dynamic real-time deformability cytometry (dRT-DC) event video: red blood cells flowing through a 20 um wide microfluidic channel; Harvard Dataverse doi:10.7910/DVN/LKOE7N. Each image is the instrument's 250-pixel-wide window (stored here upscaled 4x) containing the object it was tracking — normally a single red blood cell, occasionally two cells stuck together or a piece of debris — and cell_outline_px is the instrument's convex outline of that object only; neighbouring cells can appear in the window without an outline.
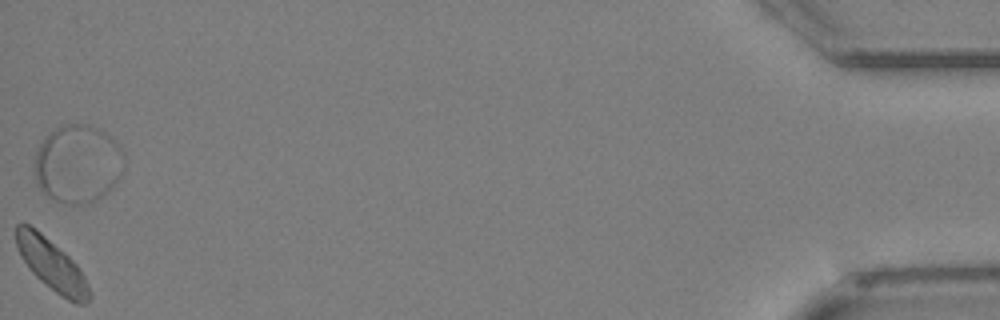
{"species": "Egyptian fruit bat (a non-hibernating species)", "species_latin": "Rousettus aegyptiacus", "temperature_condition": "cold", "stored_images_in_passage": 26, "camera_frame_rate_fps": 3000, "um_per_image_px": 0.085, "animal": {"sex": "female"}, "frame": {"image": 1, "passage_image": 26, "time_ms": 8.333, "image_size_px": [1000, 320], "cell_outline_px": [[92, 296], [88, 304], [76, 304], [60, 296], [40, 280], [28, 268], [20, 256], [16, 244], [16, 224], [28, 224], [36, 228], [64, 252], [76, 264], [84, 276], [92, 292]], "centroid_in_image_um": [4.41, 22.54], "position_along_channel_um": 430.8, "area_um2": 22.02}}